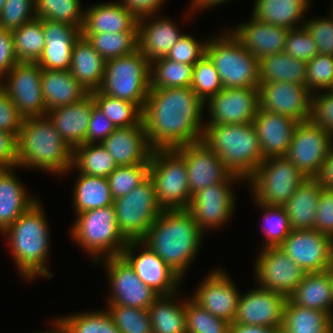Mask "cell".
Segmentation results:
<instances>
[{
  "mask_svg": "<svg viewBox=\"0 0 333 333\" xmlns=\"http://www.w3.org/2000/svg\"><path fill=\"white\" fill-rule=\"evenodd\" d=\"M311 96L305 84L280 81L259 84V108L297 122L309 120Z\"/></svg>",
  "mask_w": 333,
  "mask_h": 333,
  "instance_id": "19",
  "label": "cell"
},
{
  "mask_svg": "<svg viewBox=\"0 0 333 333\" xmlns=\"http://www.w3.org/2000/svg\"><path fill=\"white\" fill-rule=\"evenodd\" d=\"M70 234L94 263L107 257L121 256L128 240L119 231L113 205L77 213Z\"/></svg>",
  "mask_w": 333,
  "mask_h": 333,
  "instance_id": "6",
  "label": "cell"
},
{
  "mask_svg": "<svg viewBox=\"0 0 333 333\" xmlns=\"http://www.w3.org/2000/svg\"><path fill=\"white\" fill-rule=\"evenodd\" d=\"M24 117L0 86V130L13 133L16 136L24 122Z\"/></svg>",
  "mask_w": 333,
  "mask_h": 333,
  "instance_id": "60",
  "label": "cell"
},
{
  "mask_svg": "<svg viewBox=\"0 0 333 333\" xmlns=\"http://www.w3.org/2000/svg\"><path fill=\"white\" fill-rule=\"evenodd\" d=\"M256 204L265 212L262 230L267 240L264 247H279L292 231L284 206Z\"/></svg>",
  "mask_w": 333,
  "mask_h": 333,
  "instance_id": "50",
  "label": "cell"
},
{
  "mask_svg": "<svg viewBox=\"0 0 333 333\" xmlns=\"http://www.w3.org/2000/svg\"><path fill=\"white\" fill-rule=\"evenodd\" d=\"M138 32V18L121 2L99 3L84 11L81 34Z\"/></svg>",
  "mask_w": 333,
  "mask_h": 333,
  "instance_id": "30",
  "label": "cell"
},
{
  "mask_svg": "<svg viewBox=\"0 0 333 333\" xmlns=\"http://www.w3.org/2000/svg\"><path fill=\"white\" fill-rule=\"evenodd\" d=\"M13 169L0 168V234L39 201L30 197Z\"/></svg>",
  "mask_w": 333,
  "mask_h": 333,
  "instance_id": "31",
  "label": "cell"
},
{
  "mask_svg": "<svg viewBox=\"0 0 333 333\" xmlns=\"http://www.w3.org/2000/svg\"><path fill=\"white\" fill-rule=\"evenodd\" d=\"M279 248L305 273L326 271L333 263V239L315 229L292 230Z\"/></svg>",
  "mask_w": 333,
  "mask_h": 333,
  "instance_id": "17",
  "label": "cell"
},
{
  "mask_svg": "<svg viewBox=\"0 0 333 333\" xmlns=\"http://www.w3.org/2000/svg\"><path fill=\"white\" fill-rule=\"evenodd\" d=\"M309 2V0H255L252 17L289 30L299 28L304 25V14L309 10Z\"/></svg>",
  "mask_w": 333,
  "mask_h": 333,
  "instance_id": "34",
  "label": "cell"
},
{
  "mask_svg": "<svg viewBox=\"0 0 333 333\" xmlns=\"http://www.w3.org/2000/svg\"><path fill=\"white\" fill-rule=\"evenodd\" d=\"M206 41V42H205ZM197 41L191 35H183L173 46L165 58L183 64L194 65L206 54L207 40Z\"/></svg>",
  "mask_w": 333,
  "mask_h": 333,
  "instance_id": "56",
  "label": "cell"
},
{
  "mask_svg": "<svg viewBox=\"0 0 333 333\" xmlns=\"http://www.w3.org/2000/svg\"><path fill=\"white\" fill-rule=\"evenodd\" d=\"M165 0H122L120 1L138 19L156 15Z\"/></svg>",
  "mask_w": 333,
  "mask_h": 333,
  "instance_id": "64",
  "label": "cell"
},
{
  "mask_svg": "<svg viewBox=\"0 0 333 333\" xmlns=\"http://www.w3.org/2000/svg\"><path fill=\"white\" fill-rule=\"evenodd\" d=\"M101 144L117 166L145 163L153 153L142 121L138 125L115 128Z\"/></svg>",
  "mask_w": 333,
  "mask_h": 333,
  "instance_id": "24",
  "label": "cell"
},
{
  "mask_svg": "<svg viewBox=\"0 0 333 333\" xmlns=\"http://www.w3.org/2000/svg\"><path fill=\"white\" fill-rule=\"evenodd\" d=\"M311 96L310 120L333 137V94L324 91Z\"/></svg>",
  "mask_w": 333,
  "mask_h": 333,
  "instance_id": "58",
  "label": "cell"
},
{
  "mask_svg": "<svg viewBox=\"0 0 333 333\" xmlns=\"http://www.w3.org/2000/svg\"><path fill=\"white\" fill-rule=\"evenodd\" d=\"M306 177L286 156L270 157L246 180L256 203L284 206Z\"/></svg>",
  "mask_w": 333,
  "mask_h": 333,
  "instance_id": "10",
  "label": "cell"
},
{
  "mask_svg": "<svg viewBox=\"0 0 333 333\" xmlns=\"http://www.w3.org/2000/svg\"><path fill=\"white\" fill-rule=\"evenodd\" d=\"M81 0H35L36 18L48 19L82 29Z\"/></svg>",
  "mask_w": 333,
  "mask_h": 333,
  "instance_id": "46",
  "label": "cell"
},
{
  "mask_svg": "<svg viewBox=\"0 0 333 333\" xmlns=\"http://www.w3.org/2000/svg\"><path fill=\"white\" fill-rule=\"evenodd\" d=\"M323 190L314 178H306L284 204L292 230L315 229L318 199Z\"/></svg>",
  "mask_w": 333,
  "mask_h": 333,
  "instance_id": "36",
  "label": "cell"
},
{
  "mask_svg": "<svg viewBox=\"0 0 333 333\" xmlns=\"http://www.w3.org/2000/svg\"><path fill=\"white\" fill-rule=\"evenodd\" d=\"M315 230L333 239V189L323 188L318 199Z\"/></svg>",
  "mask_w": 333,
  "mask_h": 333,
  "instance_id": "59",
  "label": "cell"
},
{
  "mask_svg": "<svg viewBox=\"0 0 333 333\" xmlns=\"http://www.w3.org/2000/svg\"><path fill=\"white\" fill-rule=\"evenodd\" d=\"M245 49L260 60L264 56L284 52L289 29L251 17L232 31Z\"/></svg>",
  "mask_w": 333,
  "mask_h": 333,
  "instance_id": "26",
  "label": "cell"
},
{
  "mask_svg": "<svg viewBox=\"0 0 333 333\" xmlns=\"http://www.w3.org/2000/svg\"><path fill=\"white\" fill-rule=\"evenodd\" d=\"M332 148L333 137L309 119L297 123L286 157L306 178H314Z\"/></svg>",
  "mask_w": 333,
  "mask_h": 333,
  "instance_id": "12",
  "label": "cell"
},
{
  "mask_svg": "<svg viewBox=\"0 0 333 333\" xmlns=\"http://www.w3.org/2000/svg\"><path fill=\"white\" fill-rule=\"evenodd\" d=\"M327 271L329 272V276H330L331 284H332V289H333V263H332L331 266L327 269Z\"/></svg>",
  "mask_w": 333,
  "mask_h": 333,
  "instance_id": "69",
  "label": "cell"
},
{
  "mask_svg": "<svg viewBox=\"0 0 333 333\" xmlns=\"http://www.w3.org/2000/svg\"><path fill=\"white\" fill-rule=\"evenodd\" d=\"M287 300L285 295L261 287L248 291L239 297L233 323L282 327Z\"/></svg>",
  "mask_w": 333,
  "mask_h": 333,
  "instance_id": "22",
  "label": "cell"
},
{
  "mask_svg": "<svg viewBox=\"0 0 333 333\" xmlns=\"http://www.w3.org/2000/svg\"><path fill=\"white\" fill-rule=\"evenodd\" d=\"M43 210L39 200L2 233L7 235L11 255L26 280L53 276L46 266L50 236Z\"/></svg>",
  "mask_w": 333,
  "mask_h": 333,
  "instance_id": "4",
  "label": "cell"
},
{
  "mask_svg": "<svg viewBox=\"0 0 333 333\" xmlns=\"http://www.w3.org/2000/svg\"><path fill=\"white\" fill-rule=\"evenodd\" d=\"M73 189L76 214L113 205L107 178L79 173Z\"/></svg>",
  "mask_w": 333,
  "mask_h": 333,
  "instance_id": "40",
  "label": "cell"
},
{
  "mask_svg": "<svg viewBox=\"0 0 333 333\" xmlns=\"http://www.w3.org/2000/svg\"><path fill=\"white\" fill-rule=\"evenodd\" d=\"M289 299L296 305L323 311L333 318V289L329 272L306 273Z\"/></svg>",
  "mask_w": 333,
  "mask_h": 333,
  "instance_id": "35",
  "label": "cell"
},
{
  "mask_svg": "<svg viewBox=\"0 0 333 333\" xmlns=\"http://www.w3.org/2000/svg\"><path fill=\"white\" fill-rule=\"evenodd\" d=\"M18 63L14 53L13 37L10 30L0 28V82L4 76Z\"/></svg>",
  "mask_w": 333,
  "mask_h": 333,
  "instance_id": "62",
  "label": "cell"
},
{
  "mask_svg": "<svg viewBox=\"0 0 333 333\" xmlns=\"http://www.w3.org/2000/svg\"><path fill=\"white\" fill-rule=\"evenodd\" d=\"M240 294L230 277L217 269L203 279L190 298L212 315L233 323Z\"/></svg>",
  "mask_w": 333,
  "mask_h": 333,
  "instance_id": "23",
  "label": "cell"
},
{
  "mask_svg": "<svg viewBox=\"0 0 333 333\" xmlns=\"http://www.w3.org/2000/svg\"><path fill=\"white\" fill-rule=\"evenodd\" d=\"M45 46L36 62L41 69L70 70L72 49L81 29L68 24L42 19Z\"/></svg>",
  "mask_w": 333,
  "mask_h": 333,
  "instance_id": "25",
  "label": "cell"
},
{
  "mask_svg": "<svg viewBox=\"0 0 333 333\" xmlns=\"http://www.w3.org/2000/svg\"><path fill=\"white\" fill-rule=\"evenodd\" d=\"M107 306V311L120 333H152L148 310L124 305Z\"/></svg>",
  "mask_w": 333,
  "mask_h": 333,
  "instance_id": "51",
  "label": "cell"
},
{
  "mask_svg": "<svg viewBox=\"0 0 333 333\" xmlns=\"http://www.w3.org/2000/svg\"><path fill=\"white\" fill-rule=\"evenodd\" d=\"M203 232L187 209L162 210L141 241L183 278L194 261Z\"/></svg>",
  "mask_w": 333,
  "mask_h": 333,
  "instance_id": "2",
  "label": "cell"
},
{
  "mask_svg": "<svg viewBox=\"0 0 333 333\" xmlns=\"http://www.w3.org/2000/svg\"><path fill=\"white\" fill-rule=\"evenodd\" d=\"M258 287L272 290L289 298L306 274L279 247H264L255 261Z\"/></svg>",
  "mask_w": 333,
  "mask_h": 333,
  "instance_id": "16",
  "label": "cell"
},
{
  "mask_svg": "<svg viewBox=\"0 0 333 333\" xmlns=\"http://www.w3.org/2000/svg\"><path fill=\"white\" fill-rule=\"evenodd\" d=\"M185 316L187 333H230V322L212 315L192 298L186 299Z\"/></svg>",
  "mask_w": 333,
  "mask_h": 333,
  "instance_id": "48",
  "label": "cell"
},
{
  "mask_svg": "<svg viewBox=\"0 0 333 333\" xmlns=\"http://www.w3.org/2000/svg\"><path fill=\"white\" fill-rule=\"evenodd\" d=\"M264 159L286 156L297 121L260 108L253 120Z\"/></svg>",
  "mask_w": 333,
  "mask_h": 333,
  "instance_id": "27",
  "label": "cell"
},
{
  "mask_svg": "<svg viewBox=\"0 0 333 333\" xmlns=\"http://www.w3.org/2000/svg\"><path fill=\"white\" fill-rule=\"evenodd\" d=\"M101 93L136 104L141 110L150 90V62L137 49L105 62Z\"/></svg>",
  "mask_w": 333,
  "mask_h": 333,
  "instance_id": "8",
  "label": "cell"
},
{
  "mask_svg": "<svg viewBox=\"0 0 333 333\" xmlns=\"http://www.w3.org/2000/svg\"><path fill=\"white\" fill-rule=\"evenodd\" d=\"M229 0H192L191 1V9L189 10L190 12H188V16L189 13H193V11L195 9L199 10V11H202L201 9H205V8H210V7H213V6H216L217 4H222L224 2H227Z\"/></svg>",
  "mask_w": 333,
  "mask_h": 333,
  "instance_id": "67",
  "label": "cell"
},
{
  "mask_svg": "<svg viewBox=\"0 0 333 333\" xmlns=\"http://www.w3.org/2000/svg\"><path fill=\"white\" fill-rule=\"evenodd\" d=\"M226 33L207 40L206 45V55L219 73L223 88L259 87V60L232 32Z\"/></svg>",
  "mask_w": 333,
  "mask_h": 333,
  "instance_id": "7",
  "label": "cell"
},
{
  "mask_svg": "<svg viewBox=\"0 0 333 333\" xmlns=\"http://www.w3.org/2000/svg\"><path fill=\"white\" fill-rule=\"evenodd\" d=\"M190 88L204 103L223 89L219 73L206 54L193 66Z\"/></svg>",
  "mask_w": 333,
  "mask_h": 333,
  "instance_id": "52",
  "label": "cell"
},
{
  "mask_svg": "<svg viewBox=\"0 0 333 333\" xmlns=\"http://www.w3.org/2000/svg\"><path fill=\"white\" fill-rule=\"evenodd\" d=\"M6 0H0V14L2 12L3 6L5 5Z\"/></svg>",
  "mask_w": 333,
  "mask_h": 333,
  "instance_id": "71",
  "label": "cell"
},
{
  "mask_svg": "<svg viewBox=\"0 0 333 333\" xmlns=\"http://www.w3.org/2000/svg\"><path fill=\"white\" fill-rule=\"evenodd\" d=\"M333 81V56L317 54L307 62L306 87L313 94L328 90Z\"/></svg>",
  "mask_w": 333,
  "mask_h": 333,
  "instance_id": "54",
  "label": "cell"
},
{
  "mask_svg": "<svg viewBox=\"0 0 333 333\" xmlns=\"http://www.w3.org/2000/svg\"><path fill=\"white\" fill-rule=\"evenodd\" d=\"M139 246L143 248V251L135 256L134 253ZM122 256L134 268L139 279L159 295L177 292L182 279L141 240H129L123 249Z\"/></svg>",
  "mask_w": 333,
  "mask_h": 333,
  "instance_id": "20",
  "label": "cell"
},
{
  "mask_svg": "<svg viewBox=\"0 0 333 333\" xmlns=\"http://www.w3.org/2000/svg\"><path fill=\"white\" fill-rule=\"evenodd\" d=\"M274 328L258 325L230 324V333H273Z\"/></svg>",
  "mask_w": 333,
  "mask_h": 333,
  "instance_id": "66",
  "label": "cell"
},
{
  "mask_svg": "<svg viewBox=\"0 0 333 333\" xmlns=\"http://www.w3.org/2000/svg\"><path fill=\"white\" fill-rule=\"evenodd\" d=\"M193 66L165 57L150 62V89L184 88L192 83Z\"/></svg>",
  "mask_w": 333,
  "mask_h": 333,
  "instance_id": "42",
  "label": "cell"
},
{
  "mask_svg": "<svg viewBox=\"0 0 333 333\" xmlns=\"http://www.w3.org/2000/svg\"><path fill=\"white\" fill-rule=\"evenodd\" d=\"M107 61L133 53L138 49V32L81 34Z\"/></svg>",
  "mask_w": 333,
  "mask_h": 333,
  "instance_id": "45",
  "label": "cell"
},
{
  "mask_svg": "<svg viewBox=\"0 0 333 333\" xmlns=\"http://www.w3.org/2000/svg\"><path fill=\"white\" fill-rule=\"evenodd\" d=\"M113 206L118 229L128 241L141 240L163 210L149 177L127 195L115 199Z\"/></svg>",
  "mask_w": 333,
  "mask_h": 333,
  "instance_id": "11",
  "label": "cell"
},
{
  "mask_svg": "<svg viewBox=\"0 0 333 333\" xmlns=\"http://www.w3.org/2000/svg\"><path fill=\"white\" fill-rule=\"evenodd\" d=\"M113 123L95 105L88 124L86 144L102 143L114 130Z\"/></svg>",
  "mask_w": 333,
  "mask_h": 333,
  "instance_id": "61",
  "label": "cell"
},
{
  "mask_svg": "<svg viewBox=\"0 0 333 333\" xmlns=\"http://www.w3.org/2000/svg\"><path fill=\"white\" fill-rule=\"evenodd\" d=\"M42 69L37 63L18 62L6 74L0 86L7 93L16 109L25 118L45 116V105L41 88Z\"/></svg>",
  "mask_w": 333,
  "mask_h": 333,
  "instance_id": "13",
  "label": "cell"
},
{
  "mask_svg": "<svg viewBox=\"0 0 333 333\" xmlns=\"http://www.w3.org/2000/svg\"><path fill=\"white\" fill-rule=\"evenodd\" d=\"M89 93L95 106L116 128L138 125L142 121V110L136 104L103 94L99 90Z\"/></svg>",
  "mask_w": 333,
  "mask_h": 333,
  "instance_id": "44",
  "label": "cell"
},
{
  "mask_svg": "<svg viewBox=\"0 0 333 333\" xmlns=\"http://www.w3.org/2000/svg\"><path fill=\"white\" fill-rule=\"evenodd\" d=\"M64 333H120L107 309L60 318Z\"/></svg>",
  "mask_w": 333,
  "mask_h": 333,
  "instance_id": "47",
  "label": "cell"
},
{
  "mask_svg": "<svg viewBox=\"0 0 333 333\" xmlns=\"http://www.w3.org/2000/svg\"><path fill=\"white\" fill-rule=\"evenodd\" d=\"M176 293L159 295L148 308L152 333H187L185 316L186 300L182 302L177 301V297L175 298L177 296Z\"/></svg>",
  "mask_w": 333,
  "mask_h": 333,
  "instance_id": "38",
  "label": "cell"
},
{
  "mask_svg": "<svg viewBox=\"0 0 333 333\" xmlns=\"http://www.w3.org/2000/svg\"><path fill=\"white\" fill-rule=\"evenodd\" d=\"M273 333H289L287 330H285L283 327L274 328Z\"/></svg>",
  "mask_w": 333,
  "mask_h": 333,
  "instance_id": "70",
  "label": "cell"
},
{
  "mask_svg": "<svg viewBox=\"0 0 333 333\" xmlns=\"http://www.w3.org/2000/svg\"><path fill=\"white\" fill-rule=\"evenodd\" d=\"M17 155L18 167L62 175L72 167L73 149L45 115L25 118L17 135Z\"/></svg>",
  "mask_w": 333,
  "mask_h": 333,
  "instance_id": "3",
  "label": "cell"
},
{
  "mask_svg": "<svg viewBox=\"0 0 333 333\" xmlns=\"http://www.w3.org/2000/svg\"><path fill=\"white\" fill-rule=\"evenodd\" d=\"M282 327L289 333H333V318L323 311L285 304Z\"/></svg>",
  "mask_w": 333,
  "mask_h": 333,
  "instance_id": "39",
  "label": "cell"
},
{
  "mask_svg": "<svg viewBox=\"0 0 333 333\" xmlns=\"http://www.w3.org/2000/svg\"><path fill=\"white\" fill-rule=\"evenodd\" d=\"M35 18V0H6L0 14V28L12 31Z\"/></svg>",
  "mask_w": 333,
  "mask_h": 333,
  "instance_id": "53",
  "label": "cell"
},
{
  "mask_svg": "<svg viewBox=\"0 0 333 333\" xmlns=\"http://www.w3.org/2000/svg\"><path fill=\"white\" fill-rule=\"evenodd\" d=\"M18 62L36 63L43 52L45 39L42 19L35 18L11 31Z\"/></svg>",
  "mask_w": 333,
  "mask_h": 333,
  "instance_id": "43",
  "label": "cell"
},
{
  "mask_svg": "<svg viewBox=\"0 0 333 333\" xmlns=\"http://www.w3.org/2000/svg\"><path fill=\"white\" fill-rule=\"evenodd\" d=\"M95 102L89 93L82 100L47 111L61 138L71 149L86 142L88 124Z\"/></svg>",
  "mask_w": 333,
  "mask_h": 333,
  "instance_id": "28",
  "label": "cell"
},
{
  "mask_svg": "<svg viewBox=\"0 0 333 333\" xmlns=\"http://www.w3.org/2000/svg\"><path fill=\"white\" fill-rule=\"evenodd\" d=\"M17 167V136L0 130V168Z\"/></svg>",
  "mask_w": 333,
  "mask_h": 333,
  "instance_id": "63",
  "label": "cell"
},
{
  "mask_svg": "<svg viewBox=\"0 0 333 333\" xmlns=\"http://www.w3.org/2000/svg\"><path fill=\"white\" fill-rule=\"evenodd\" d=\"M284 52L306 62L319 54L318 45L304 26L289 30Z\"/></svg>",
  "mask_w": 333,
  "mask_h": 333,
  "instance_id": "55",
  "label": "cell"
},
{
  "mask_svg": "<svg viewBox=\"0 0 333 333\" xmlns=\"http://www.w3.org/2000/svg\"><path fill=\"white\" fill-rule=\"evenodd\" d=\"M117 168L102 144H82L73 149L72 167L78 173L107 178Z\"/></svg>",
  "mask_w": 333,
  "mask_h": 333,
  "instance_id": "41",
  "label": "cell"
},
{
  "mask_svg": "<svg viewBox=\"0 0 333 333\" xmlns=\"http://www.w3.org/2000/svg\"><path fill=\"white\" fill-rule=\"evenodd\" d=\"M53 324V330H49V331H42V332H38V333H64V329H63V324L60 321L59 317L58 319H55L54 321L52 320ZM37 333V332H35Z\"/></svg>",
  "mask_w": 333,
  "mask_h": 333,
  "instance_id": "68",
  "label": "cell"
},
{
  "mask_svg": "<svg viewBox=\"0 0 333 333\" xmlns=\"http://www.w3.org/2000/svg\"><path fill=\"white\" fill-rule=\"evenodd\" d=\"M303 26L318 45L319 54L333 56V12L328 18L307 20Z\"/></svg>",
  "mask_w": 333,
  "mask_h": 333,
  "instance_id": "57",
  "label": "cell"
},
{
  "mask_svg": "<svg viewBox=\"0 0 333 333\" xmlns=\"http://www.w3.org/2000/svg\"><path fill=\"white\" fill-rule=\"evenodd\" d=\"M150 160L141 164L117 166L107 177L113 200L127 195L149 177Z\"/></svg>",
  "mask_w": 333,
  "mask_h": 333,
  "instance_id": "49",
  "label": "cell"
},
{
  "mask_svg": "<svg viewBox=\"0 0 333 333\" xmlns=\"http://www.w3.org/2000/svg\"><path fill=\"white\" fill-rule=\"evenodd\" d=\"M307 62L285 52L270 54L259 60V84L293 82L306 84Z\"/></svg>",
  "mask_w": 333,
  "mask_h": 333,
  "instance_id": "37",
  "label": "cell"
},
{
  "mask_svg": "<svg viewBox=\"0 0 333 333\" xmlns=\"http://www.w3.org/2000/svg\"><path fill=\"white\" fill-rule=\"evenodd\" d=\"M41 88L47 111L76 103L89 94L69 70L42 69Z\"/></svg>",
  "mask_w": 333,
  "mask_h": 333,
  "instance_id": "32",
  "label": "cell"
},
{
  "mask_svg": "<svg viewBox=\"0 0 333 333\" xmlns=\"http://www.w3.org/2000/svg\"><path fill=\"white\" fill-rule=\"evenodd\" d=\"M175 24L168 18L156 15L138 19V49L149 62L166 57L183 37L184 34L180 33Z\"/></svg>",
  "mask_w": 333,
  "mask_h": 333,
  "instance_id": "29",
  "label": "cell"
},
{
  "mask_svg": "<svg viewBox=\"0 0 333 333\" xmlns=\"http://www.w3.org/2000/svg\"><path fill=\"white\" fill-rule=\"evenodd\" d=\"M238 180L243 179L231 174L224 182L205 187L192 195L187 210L203 233L208 228L224 226L233 215L236 201L231 184Z\"/></svg>",
  "mask_w": 333,
  "mask_h": 333,
  "instance_id": "15",
  "label": "cell"
},
{
  "mask_svg": "<svg viewBox=\"0 0 333 333\" xmlns=\"http://www.w3.org/2000/svg\"><path fill=\"white\" fill-rule=\"evenodd\" d=\"M156 197L163 210L187 209L191 202L185 160L174 149H153L149 166Z\"/></svg>",
  "mask_w": 333,
  "mask_h": 333,
  "instance_id": "9",
  "label": "cell"
},
{
  "mask_svg": "<svg viewBox=\"0 0 333 333\" xmlns=\"http://www.w3.org/2000/svg\"><path fill=\"white\" fill-rule=\"evenodd\" d=\"M205 103L190 87L150 89L142 110V122L153 149L202 141Z\"/></svg>",
  "mask_w": 333,
  "mask_h": 333,
  "instance_id": "1",
  "label": "cell"
},
{
  "mask_svg": "<svg viewBox=\"0 0 333 333\" xmlns=\"http://www.w3.org/2000/svg\"><path fill=\"white\" fill-rule=\"evenodd\" d=\"M327 91L333 94V81Z\"/></svg>",
  "mask_w": 333,
  "mask_h": 333,
  "instance_id": "72",
  "label": "cell"
},
{
  "mask_svg": "<svg viewBox=\"0 0 333 333\" xmlns=\"http://www.w3.org/2000/svg\"><path fill=\"white\" fill-rule=\"evenodd\" d=\"M106 60L82 35L72 49L70 72L88 92L98 90L104 78Z\"/></svg>",
  "mask_w": 333,
  "mask_h": 333,
  "instance_id": "33",
  "label": "cell"
},
{
  "mask_svg": "<svg viewBox=\"0 0 333 333\" xmlns=\"http://www.w3.org/2000/svg\"><path fill=\"white\" fill-rule=\"evenodd\" d=\"M314 179L322 185L323 188L333 189V148L322 162Z\"/></svg>",
  "mask_w": 333,
  "mask_h": 333,
  "instance_id": "65",
  "label": "cell"
},
{
  "mask_svg": "<svg viewBox=\"0 0 333 333\" xmlns=\"http://www.w3.org/2000/svg\"><path fill=\"white\" fill-rule=\"evenodd\" d=\"M202 142L243 181L264 161L253 123L205 125Z\"/></svg>",
  "mask_w": 333,
  "mask_h": 333,
  "instance_id": "5",
  "label": "cell"
},
{
  "mask_svg": "<svg viewBox=\"0 0 333 333\" xmlns=\"http://www.w3.org/2000/svg\"><path fill=\"white\" fill-rule=\"evenodd\" d=\"M174 150L185 160L191 196L205 187L224 182L232 174L218 154L202 141Z\"/></svg>",
  "mask_w": 333,
  "mask_h": 333,
  "instance_id": "21",
  "label": "cell"
},
{
  "mask_svg": "<svg viewBox=\"0 0 333 333\" xmlns=\"http://www.w3.org/2000/svg\"><path fill=\"white\" fill-rule=\"evenodd\" d=\"M101 261L105 262L112 292L107 299L108 305L148 310L159 294L139 279L129 262L122 255L107 257Z\"/></svg>",
  "mask_w": 333,
  "mask_h": 333,
  "instance_id": "14",
  "label": "cell"
},
{
  "mask_svg": "<svg viewBox=\"0 0 333 333\" xmlns=\"http://www.w3.org/2000/svg\"><path fill=\"white\" fill-rule=\"evenodd\" d=\"M205 125L252 123L259 109V87L223 88L206 103Z\"/></svg>",
  "mask_w": 333,
  "mask_h": 333,
  "instance_id": "18",
  "label": "cell"
}]
</instances>
